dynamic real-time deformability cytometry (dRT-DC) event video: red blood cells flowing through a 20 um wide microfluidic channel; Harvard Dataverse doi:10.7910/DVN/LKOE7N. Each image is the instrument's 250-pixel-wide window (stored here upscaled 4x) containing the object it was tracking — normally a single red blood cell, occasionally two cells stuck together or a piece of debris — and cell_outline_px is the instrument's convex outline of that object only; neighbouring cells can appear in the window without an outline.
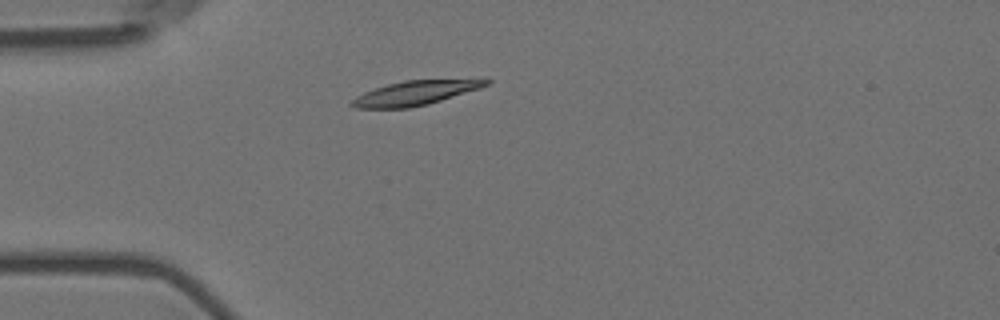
{"species": "Egyptian fruit bat (a non-hibernating species)", "species_latin": "Rousettus aegyptiacus", "temperature_condition": "room temperature", "stored_images_in_passage": 3, "camera_frame_rate_fps": 3000, "um_per_image_px": 0.085, "animal": {"sex": "female"}, "frame": {"image": 1, "passage_image": 3, "time_ms": 0.667, "image_size_px": [1000, 320], "cell_outline_px": [[492, 80], [488, 84], [480, 88], [428, 104], [408, 108], [356, 108], [348, 104], [356, 96], [364, 92], [388, 84], [404, 80]], "centroid_in_image_um": [35.21, 7.92], "position_along_channel_um": 49.8, "area_um2": 18.61}}